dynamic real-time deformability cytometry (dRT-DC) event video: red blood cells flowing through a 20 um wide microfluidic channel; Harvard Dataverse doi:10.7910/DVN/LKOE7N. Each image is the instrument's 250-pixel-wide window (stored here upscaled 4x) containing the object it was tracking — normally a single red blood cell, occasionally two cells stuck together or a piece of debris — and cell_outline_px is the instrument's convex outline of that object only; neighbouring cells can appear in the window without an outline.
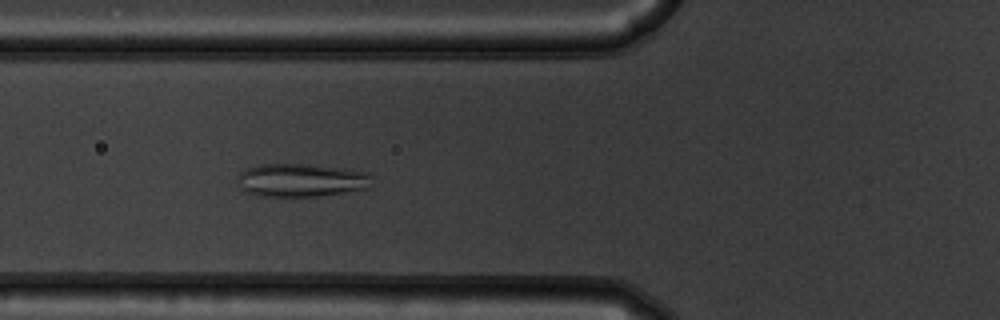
{"species": "common noctule bat (a hibernating species)", "species_latin": "Nyctalus noctula", "temperature_condition": "warm", "stored_images_in_passage": 47, "camera_frame_rate_fps": 3000, "um_per_image_px": 0.085, "animal": {"sex": "male", "body_mass_g": 19.5, "forearm_length_mm": 54.6}, "frame": {"image": 1, "passage_image": 14, "time_ms": 4.333, "image_size_px": [1000, 320], "cell_outline_px": [[372, 188], [316, 196], [256, 196], [244, 192], [236, 184], [236, 176], [240, 172], [248, 168], [260, 164], [308, 164], [352, 168], [368, 172], [372, 176]], "centroid_in_image_um": [25.61, 15.31], "position_along_channel_um": 100.2, "area_um2": 26.76}}
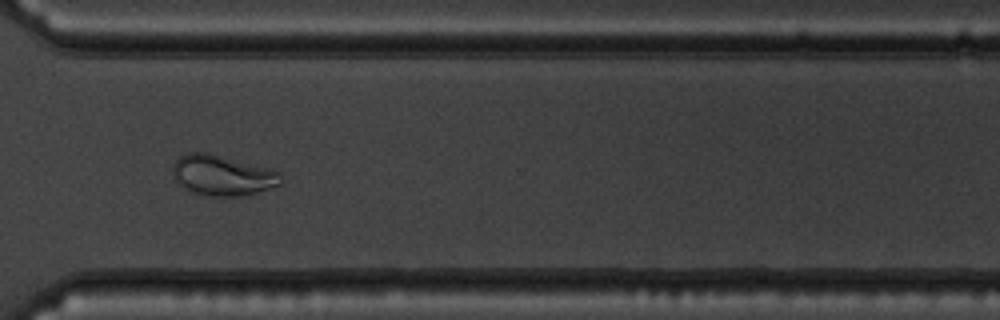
{"frame": {"image": 2, "passage_image": 34, "time_ms": 11.0, "image_size_px": [1000, 320], "cell_outline_px": [[284, 184], [256, 192], [240, 196], [204, 196], [192, 192], [184, 188], [176, 180], [172, 172], [172, 164], [180, 156], [188, 152], [208, 152], [272, 168], [280, 172]], "centroid_in_image_um": [18.93, 14.89], "position_along_channel_um": 351.7, "area_um2": 25.89}}
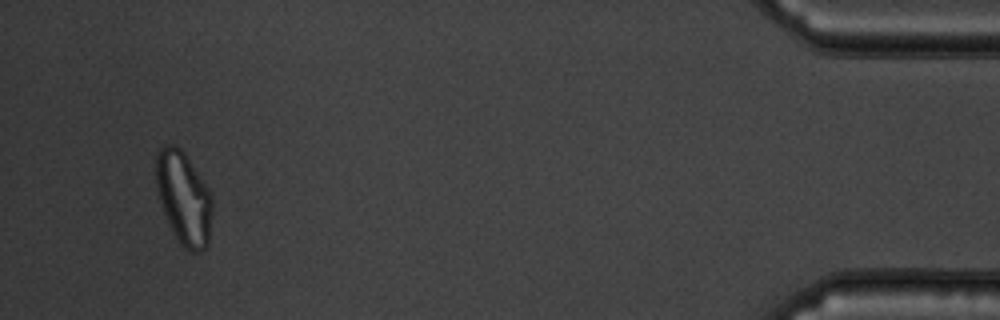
{"frame": {"image": 3, "passage_image": 45, "time_ms": 14.667, "image_size_px": [1000, 320], "cell_outline_px": [[212, 212], [208, 244], [200, 252], [192, 252], [184, 248], [168, 224], [156, 192], [156, 152], [164, 144], [176, 144], [184, 152], [208, 188], [212, 196]], "centroid_in_image_um": [15.6, 16.81], "position_along_channel_um": 419.6, "area_um2": 30.63}}